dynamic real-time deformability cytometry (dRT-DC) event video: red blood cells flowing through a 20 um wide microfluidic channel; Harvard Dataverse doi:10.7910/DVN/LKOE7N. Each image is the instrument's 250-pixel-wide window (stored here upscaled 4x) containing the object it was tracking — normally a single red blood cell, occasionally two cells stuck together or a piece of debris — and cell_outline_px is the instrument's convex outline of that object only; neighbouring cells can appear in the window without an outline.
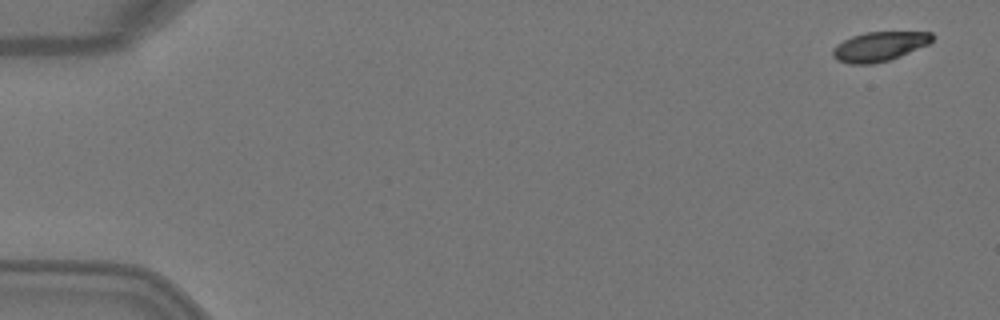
{"species": "Egyptian fruit bat (a non-hibernating species)", "species_latin": "Rousettus aegyptiacus", "temperature_condition": "warm", "stored_images_in_passage": 4, "camera_frame_rate_fps": 3000, "um_per_image_px": 0.085, "animal": {"sex": "female"}, "frame": {"image": 1, "passage_image": 1, "time_ms": 0.0, "image_size_px": [1000, 320], "cell_outline_px": [[936, 36], [928, 44], [900, 56], [888, 60], [872, 64], [848, 64], [836, 60], [832, 56], [832, 48], [836, 44], [852, 36], [864, 32], [932, 32]], "centroid_in_image_um": [74.71, 3.95], "position_along_channel_um": 10.3, "area_um2": 17.17}}
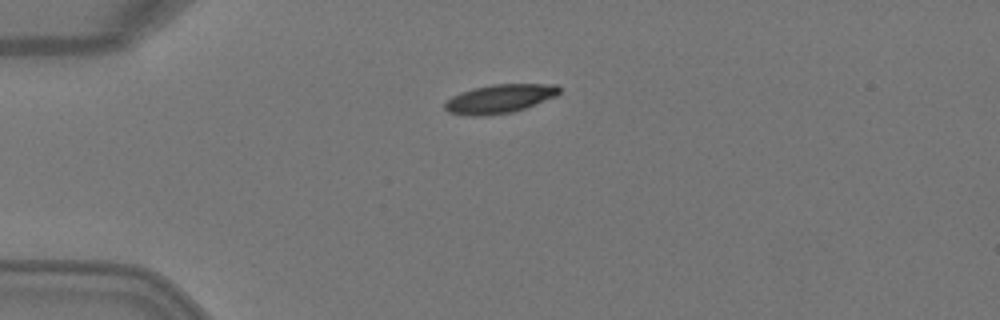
{"frame": {"image": 2, "passage_image": 4, "time_ms": 1.0, "image_size_px": [1000, 320], "cell_outline_px": [[560, 92], [556, 96], [524, 108], [512, 112], [484, 116], [468, 116], [448, 112], [444, 108], [444, 104], [452, 96], [460, 92], [492, 84], [556, 84], [560, 88]], "centroid_in_image_um": [42.45, 8.4], "position_along_channel_um": 42.5, "area_um2": 19.07}}